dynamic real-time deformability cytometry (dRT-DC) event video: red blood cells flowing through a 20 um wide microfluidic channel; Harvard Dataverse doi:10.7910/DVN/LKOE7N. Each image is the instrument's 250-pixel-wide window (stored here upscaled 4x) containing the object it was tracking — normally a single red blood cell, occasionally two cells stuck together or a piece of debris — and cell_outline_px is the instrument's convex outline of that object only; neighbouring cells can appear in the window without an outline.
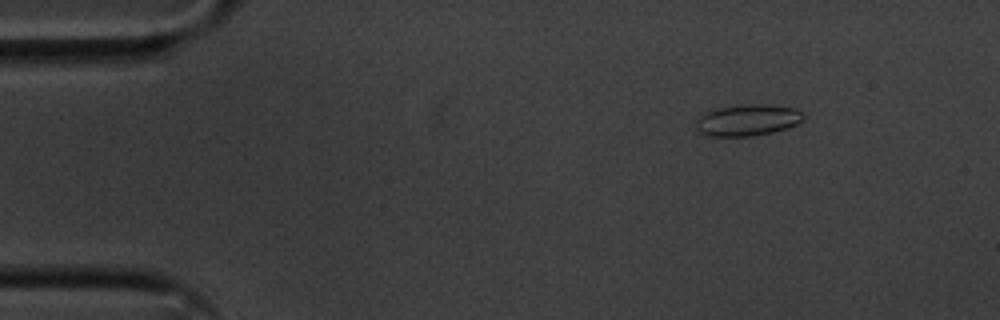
{"species": "common noctule bat (a hibernating species)", "species_latin": "Nyctalus noctula", "temperature_condition": "cold", "stored_images_in_passage": 50, "camera_frame_rate_fps": 3000, "um_per_image_px": 0.085, "animal": {"sex": "male", "body_mass_g": 20.1, "forearm_length_mm": 53.5}, "frame": {"image": 1, "passage_image": 1, "time_ms": 0.0, "image_size_px": [1000, 320], "cell_outline_px": [[804, 120], [788, 128], [772, 132], [752, 136], [704, 136], [696, 128], [696, 120], [704, 112], [720, 108], [744, 104], [764, 104], [796, 108], [804, 116]], "centroid_in_image_um": [63.54, 10.21], "position_along_channel_um": 21.5, "area_um2": 19.71}}
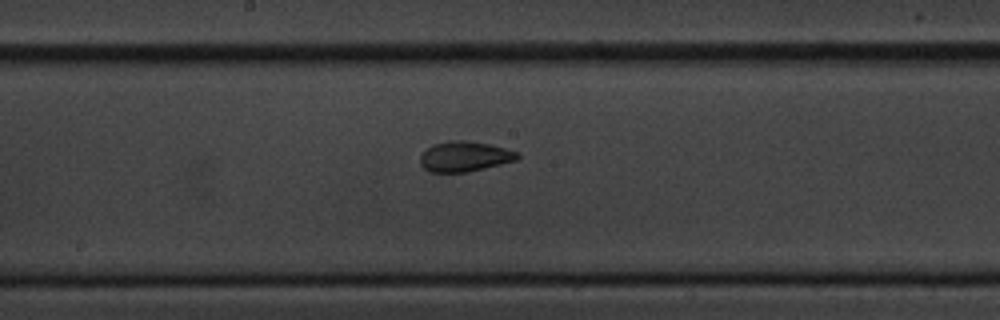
{"frame": {"image": 2, "passage_image": 23, "time_ms": 7.333, "image_size_px": [1000, 320], "cell_outline_px": [[520, 156], [516, 160], [468, 172], [428, 172], [420, 164], [420, 156], [432, 144], [452, 140], [468, 140], [488, 144], [520, 152]], "centroid_in_image_um": [39.48, 13.3], "position_along_channel_um": 208.7, "area_um2": 17.11}}
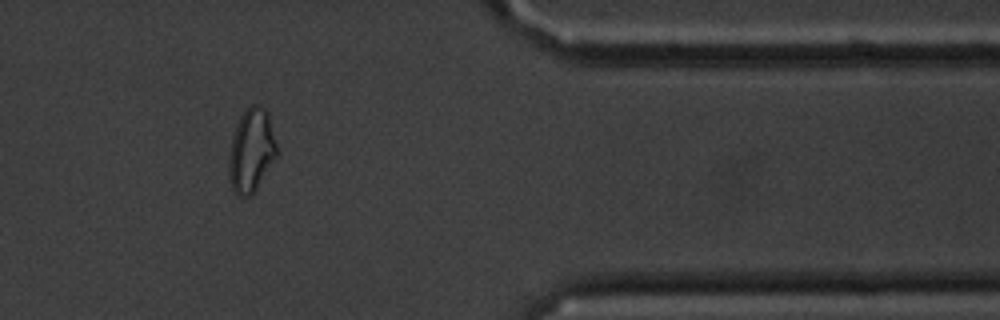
{"frame": {"image": 3, "passage_image": 40, "time_ms": 13.0, "image_size_px": [1000, 320], "cell_outline_px": [[276, 156], [256, 188], [248, 196], [236, 196], [232, 188], [228, 172], [228, 160], [232, 136], [236, 124], [240, 116], [252, 104], [256, 104], [264, 108], [268, 112], [276, 144]], "centroid_in_image_um": [21.33, 12.78], "position_along_channel_um": 390.1, "area_um2": 22.95}, "authors_computed_cell_mechanics": {"area_um2": 18.1492, "velocity_mm_per_s": 3.5743, "shape_relaxation_time_tau1_ms": 7.0761, "shape_relaxation_time_tau2_ms": 2.5314, "deformation_change_tau1": 0.1137, "deformation_change_tau2": 0.0773}}